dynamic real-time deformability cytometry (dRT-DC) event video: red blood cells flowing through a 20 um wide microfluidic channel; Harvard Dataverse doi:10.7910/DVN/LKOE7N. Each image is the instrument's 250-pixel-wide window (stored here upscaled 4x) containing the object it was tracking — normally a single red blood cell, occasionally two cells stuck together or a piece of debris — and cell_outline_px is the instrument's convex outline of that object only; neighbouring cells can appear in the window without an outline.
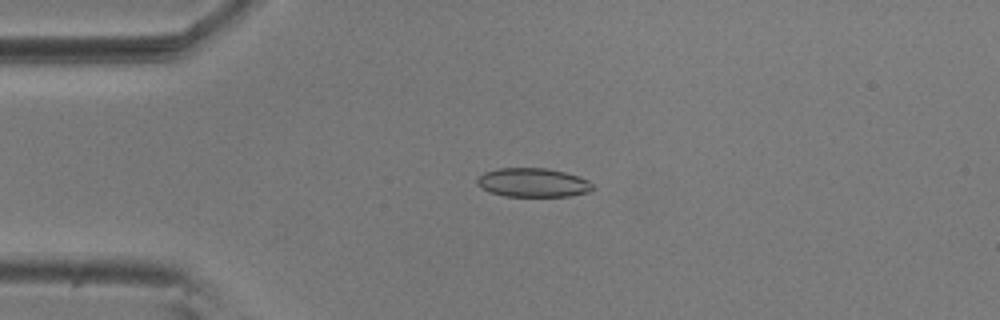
{"species": "common noctule bat (a hibernating species)", "species_latin": "Nyctalus noctula", "temperature_condition": "room temperature", "stored_images_in_passage": 55, "camera_frame_rate_fps": 3000, "um_per_image_px": 0.085, "animal": {"sex": "male", "body_mass_g": 20.5, "forearm_length_mm": 52.5}, "frame": {"image": 1, "passage_image": 13, "time_ms": 4.0, "image_size_px": [1000, 320], "cell_outline_px": [[592, 192], [568, 196], [504, 196], [488, 192], [476, 184], [476, 180], [484, 172], [496, 168], [548, 168], [564, 172], [588, 180], [592, 184]], "centroid_in_image_um": [45.27, 15.52], "position_along_channel_um": 39.7, "area_um2": 19.54}}
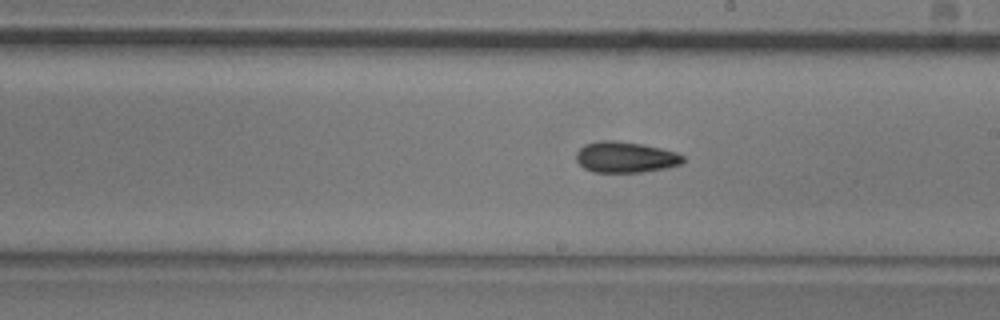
{"frame": {"image": 2, "passage_image": 31, "time_ms": 10.0, "image_size_px": [1000, 320], "cell_outline_px": [[684, 160], [680, 164], [668, 168], [640, 172], [592, 172], [584, 168], [576, 160], [576, 152], [584, 144], [600, 140], [616, 140], [640, 144], [660, 148], [676, 152], [684, 156]], "centroid_in_image_um": [53.14, 13.36], "position_along_channel_um": 235.9, "area_um2": 19.31}}
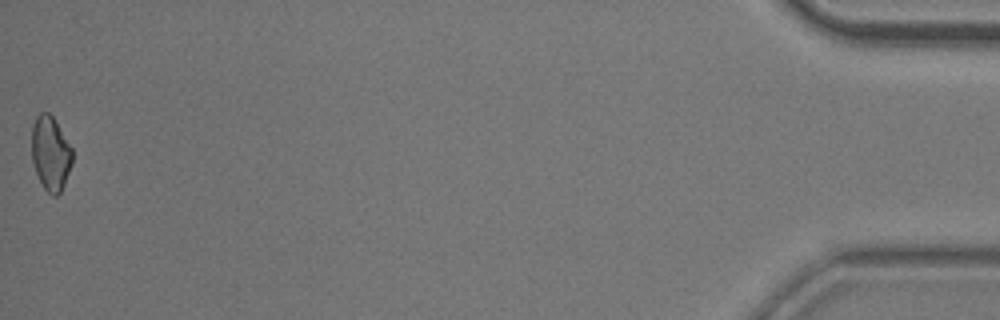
{"frame": {"image": 3, "passage_image": 55, "time_ms": 18.0, "image_size_px": [1000, 320], "cell_outline_px": [[72, 164], [64, 184], [60, 192], [56, 196], [52, 196], [44, 188], [36, 172], [32, 160], [32, 124], [36, 116], [40, 112], [48, 112], [52, 116], [72, 148]], "centroid_in_image_um": [4.29, 13.03], "position_along_channel_um": 430.9, "area_um2": 17.46}}